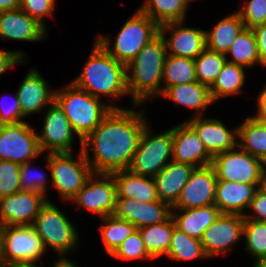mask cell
<instances>
[{"mask_svg": "<svg viewBox=\"0 0 266 267\" xmlns=\"http://www.w3.org/2000/svg\"><path fill=\"white\" fill-rule=\"evenodd\" d=\"M143 116L132 109H112L82 141V151L94 174H111L129 168L147 125ZM91 147L94 159L90 161Z\"/></svg>", "mask_w": 266, "mask_h": 267, "instance_id": "obj_1", "label": "cell"}, {"mask_svg": "<svg viewBox=\"0 0 266 267\" xmlns=\"http://www.w3.org/2000/svg\"><path fill=\"white\" fill-rule=\"evenodd\" d=\"M167 50L164 37L159 34L126 65L127 90L132 94L135 106L162 94L161 82Z\"/></svg>", "mask_w": 266, "mask_h": 267, "instance_id": "obj_2", "label": "cell"}, {"mask_svg": "<svg viewBox=\"0 0 266 267\" xmlns=\"http://www.w3.org/2000/svg\"><path fill=\"white\" fill-rule=\"evenodd\" d=\"M81 74L71 83L100 98V94L119 98L128 95L126 65L112 57L97 41Z\"/></svg>", "mask_w": 266, "mask_h": 267, "instance_id": "obj_3", "label": "cell"}, {"mask_svg": "<svg viewBox=\"0 0 266 267\" xmlns=\"http://www.w3.org/2000/svg\"><path fill=\"white\" fill-rule=\"evenodd\" d=\"M54 101L68 118L71 127L82 141L102 122L112 109L119 107L106 105L100 98L77 88L70 83L62 91H54Z\"/></svg>", "mask_w": 266, "mask_h": 267, "instance_id": "obj_4", "label": "cell"}, {"mask_svg": "<svg viewBox=\"0 0 266 267\" xmlns=\"http://www.w3.org/2000/svg\"><path fill=\"white\" fill-rule=\"evenodd\" d=\"M160 34V26L138 10L126 21L116 36L114 49L111 40L99 35L96 41L117 61L127 65L139 51Z\"/></svg>", "mask_w": 266, "mask_h": 267, "instance_id": "obj_5", "label": "cell"}, {"mask_svg": "<svg viewBox=\"0 0 266 267\" xmlns=\"http://www.w3.org/2000/svg\"><path fill=\"white\" fill-rule=\"evenodd\" d=\"M80 151L78 161L72 152L49 153L46 157L53 183L51 188L57 189L63 199L72 201L93 174L82 149Z\"/></svg>", "mask_w": 266, "mask_h": 267, "instance_id": "obj_6", "label": "cell"}, {"mask_svg": "<svg viewBox=\"0 0 266 267\" xmlns=\"http://www.w3.org/2000/svg\"><path fill=\"white\" fill-rule=\"evenodd\" d=\"M148 127L147 124L142 131L128 170L137 175L154 178L169 163L167 160L173 155L172 128L152 137Z\"/></svg>", "mask_w": 266, "mask_h": 267, "instance_id": "obj_7", "label": "cell"}, {"mask_svg": "<svg viewBox=\"0 0 266 267\" xmlns=\"http://www.w3.org/2000/svg\"><path fill=\"white\" fill-rule=\"evenodd\" d=\"M31 226L41 237L45 249L48 245L60 256L77 244V230L51 201L42 206Z\"/></svg>", "mask_w": 266, "mask_h": 267, "instance_id": "obj_8", "label": "cell"}, {"mask_svg": "<svg viewBox=\"0 0 266 267\" xmlns=\"http://www.w3.org/2000/svg\"><path fill=\"white\" fill-rule=\"evenodd\" d=\"M234 149L219 153L212 158L211 166L214 168L218 180L233 183L259 185L264 169L263 162L243 150Z\"/></svg>", "mask_w": 266, "mask_h": 267, "instance_id": "obj_9", "label": "cell"}, {"mask_svg": "<svg viewBox=\"0 0 266 267\" xmlns=\"http://www.w3.org/2000/svg\"><path fill=\"white\" fill-rule=\"evenodd\" d=\"M45 247L31 225L2 226V262H37Z\"/></svg>", "mask_w": 266, "mask_h": 267, "instance_id": "obj_10", "label": "cell"}, {"mask_svg": "<svg viewBox=\"0 0 266 267\" xmlns=\"http://www.w3.org/2000/svg\"><path fill=\"white\" fill-rule=\"evenodd\" d=\"M34 130L25 122L0 125V160L21 165L41 155Z\"/></svg>", "mask_w": 266, "mask_h": 267, "instance_id": "obj_11", "label": "cell"}, {"mask_svg": "<svg viewBox=\"0 0 266 267\" xmlns=\"http://www.w3.org/2000/svg\"><path fill=\"white\" fill-rule=\"evenodd\" d=\"M116 199L117 188L113 176L93 173L72 201L104 218L113 215Z\"/></svg>", "mask_w": 266, "mask_h": 267, "instance_id": "obj_12", "label": "cell"}, {"mask_svg": "<svg viewBox=\"0 0 266 267\" xmlns=\"http://www.w3.org/2000/svg\"><path fill=\"white\" fill-rule=\"evenodd\" d=\"M47 201L44 195L25 190L0 198V225H32Z\"/></svg>", "mask_w": 266, "mask_h": 267, "instance_id": "obj_13", "label": "cell"}, {"mask_svg": "<svg viewBox=\"0 0 266 267\" xmlns=\"http://www.w3.org/2000/svg\"><path fill=\"white\" fill-rule=\"evenodd\" d=\"M244 234V216L223 214L204 231L200 242L207 257L220 255Z\"/></svg>", "mask_w": 266, "mask_h": 267, "instance_id": "obj_14", "label": "cell"}, {"mask_svg": "<svg viewBox=\"0 0 266 267\" xmlns=\"http://www.w3.org/2000/svg\"><path fill=\"white\" fill-rule=\"evenodd\" d=\"M52 106V107H51ZM46 111L41 135H37L41 152H71L74 130L60 106L53 101Z\"/></svg>", "mask_w": 266, "mask_h": 267, "instance_id": "obj_15", "label": "cell"}, {"mask_svg": "<svg viewBox=\"0 0 266 267\" xmlns=\"http://www.w3.org/2000/svg\"><path fill=\"white\" fill-rule=\"evenodd\" d=\"M217 182L215 170L211 165L195 168L172 208L193 209L214 205Z\"/></svg>", "mask_w": 266, "mask_h": 267, "instance_id": "obj_16", "label": "cell"}, {"mask_svg": "<svg viewBox=\"0 0 266 267\" xmlns=\"http://www.w3.org/2000/svg\"><path fill=\"white\" fill-rule=\"evenodd\" d=\"M173 209L162 201L140 202L117 198L113 216L132 223L137 229L167 221Z\"/></svg>", "mask_w": 266, "mask_h": 267, "instance_id": "obj_17", "label": "cell"}, {"mask_svg": "<svg viewBox=\"0 0 266 267\" xmlns=\"http://www.w3.org/2000/svg\"><path fill=\"white\" fill-rule=\"evenodd\" d=\"M172 138V161L190 164L196 168L211 165L213 157L207 152L196 132L186 122L172 128Z\"/></svg>", "mask_w": 266, "mask_h": 267, "instance_id": "obj_18", "label": "cell"}, {"mask_svg": "<svg viewBox=\"0 0 266 267\" xmlns=\"http://www.w3.org/2000/svg\"><path fill=\"white\" fill-rule=\"evenodd\" d=\"M183 22H169L160 25V34L164 37L167 54L195 59L206 48V31L181 27ZM172 31L168 40L165 32Z\"/></svg>", "mask_w": 266, "mask_h": 267, "instance_id": "obj_19", "label": "cell"}, {"mask_svg": "<svg viewBox=\"0 0 266 267\" xmlns=\"http://www.w3.org/2000/svg\"><path fill=\"white\" fill-rule=\"evenodd\" d=\"M186 123L196 132L212 157L224 151L238 148V142L236 141L238 129H235L232 133L220 120L192 117Z\"/></svg>", "mask_w": 266, "mask_h": 267, "instance_id": "obj_20", "label": "cell"}, {"mask_svg": "<svg viewBox=\"0 0 266 267\" xmlns=\"http://www.w3.org/2000/svg\"><path fill=\"white\" fill-rule=\"evenodd\" d=\"M46 28L20 8L0 11V39L40 41L46 36Z\"/></svg>", "mask_w": 266, "mask_h": 267, "instance_id": "obj_21", "label": "cell"}, {"mask_svg": "<svg viewBox=\"0 0 266 267\" xmlns=\"http://www.w3.org/2000/svg\"><path fill=\"white\" fill-rule=\"evenodd\" d=\"M195 168L190 164L170 161L154 177L159 200L173 207Z\"/></svg>", "mask_w": 266, "mask_h": 267, "instance_id": "obj_22", "label": "cell"}, {"mask_svg": "<svg viewBox=\"0 0 266 267\" xmlns=\"http://www.w3.org/2000/svg\"><path fill=\"white\" fill-rule=\"evenodd\" d=\"M47 83L37 70L32 69L27 73L16 92L24 117L41 111L45 105L52 104L54 91L48 89Z\"/></svg>", "mask_w": 266, "mask_h": 267, "instance_id": "obj_23", "label": "cell"}, {"mask_svg": "<svg viewBox=\"0 0 266 267\" xmlns=\"http://www.w3.org/2000/svg\"><path fill=\"white\" fill-rule=\"evenodd\" d=\"M257 186V187H256ZM259 185L233 183L225 180H218L215 193V206L223 214L242 215L245 208L254 198Z\"/></svg>", "mask_w": 266, "mask_h": 267, "instance_id": "obj_24", "label": "cell"}, {"mask_svg": "<svg viewBox=\"0 0 266 267\" xmlns=\"http://www.w3.org/2000/svg\"><path fill=\"white\" fill-rule=\"evenodd\" d=\"M111 175L116 183L117 198H130L140 202L160 201L153 177L150 180L128 169L115 171Z\"/></svg>", "mask_w": 266, "mask_h": 267, "instance_id": "obj_25", "label": "cell"}, {"mask_svg": "<svg viewBox=\"0 0 266 267\" xmlns=\"http://www.w3.org/2000/svg\"><path fill=\"white\" fill-rule=\"evenodd\" d=\"M183 213H171L175 227L188 236L201 239L204 231L220 216L221 212L215 205L193 209H177Z\"/></svg>", "mask_w": 266, "mask_h": 267, "instance_id": "obj_26", "label": "cell"}, {"mask_svg": "<svg viewBox=\"0 0 266 267\" xmlns=\"http://www.w3.org/2000/svg\"><path fill=\"white\" fill-rule=\"evenodd\" d=\"M161 96L173 100L175 105L181 104L196 109L198 114L193 117H200L201 111L214 102L210 94V87L198 81L170 86Z\"/></svg>", "mask_w": 266, "mask_h": 267, "instance_id": "obj_27", "label": "cell"}, {"mask_svg": "<svg viewBox=\"0 0 266 267\" xmlns=\"http://www.w3.org/2000/svg\"><path fill=\"white\" fill-rule=\"evenodd\" d=\"M244 23L238 13L222 19L212 31H206V48L227 55V51L238 34L244 29Z\"/></svg>", "mask_w": 266, "mask_h": 267, "instance_id": "obj_28", "label": "cell"}, {"mask_svg": "<svg viewBox=\"0 0 266 267\" xmlns=\"http://www.w3.org/2000/svg\"><path fill=\"white\" fill-rule=\"evenodd\" d=\"M237 129L241 140L238 146L264 163L266 160V122L254 116L248 117Z\"/></svg>", "mask_w": 266, "mask_h": 267, "instance_id": "obj_29", "label": "cell"}, {"mask_svg": "<svg viewBox=\"0 0 266 267\" xmlns=\"http://www.w3.org/2000/svg\"><path fill=\"white\" fill-rule=\"evenodd\" d=\"M175 228L174 221L172 217H170L165 222L138 229L141 234L144 247L152 260L163 254H167L170 248L173 230Z\"/></svg>", "mask_w": 266, "mask_h": 267, "instance_id": "obj_30", "label": "cell"}, {"mask_svg": "<svg viewBox=\"0 0 266 267\" xmlns=\"http://www.w3.org/2000/svg\"><path fill=\"white\" fill-rule=\"evenodd\" d=\"M189 0H147L140 10L159 26L169 22H184Z\"/></svg>", "mask_w": 266, "mask_h": 267, "instance_id": "obj_31", "label": "cell"}, {"mask_svg": "<svg viewBox=\"0 0 266 267\" xmlns=\"http://www.w3.org/2000/svg\"><path fill=\"white\" fill-rule=\"evenodd\" d=\"M162 80L165 81V85L162 87V93L170 86L197 81L194 59L167 54L163 67Z\"/></svg>", "mask_w": 266, "mask_h": 267, "instance_id": "obj_32", "label": "cell"}, {"mask_svg": "<svg viewBox=\"0 0 266 267\" xmlns=\"http://www.w3.org/2000/svg\"><path fill=\"white\" fill-rule=\"evenodd\" d=\"M244 67L226 61L216 81L210 87L213 101L220 97L237 94L245 83Z\"/></svg>", "mask_w": 266, "mask_h": 267, "instance_id": "obj_33", "label": "cell"}, {"mask_svg": "<svg viewBox=\"0 0 266 267\" xmlns=\"http://www.w3.org/2000/svg\"><path fill=\"white\" fill-rule=\"evenodd\" d=\"M227 53L232 54L233 60L228 62L242 67H250L260 63L258 47L252 29L244 28L233 41Z\"/></svg>", "mask_w": 266, "mask_h": 267, "instance_id": "obj_34", "label": "cell"}, {"mask_svg": "<svg viewBox=\"0 0 266 267\" xmlns=\"http://www.w3.org/2000/svg\"><path fill=\"white\" fill-rule=\"evenodd\" d=\"M196 79L211 87L227 61L226 54L205 48L195 59Z\"/></svg>", "mask_w": 266, "mask_h": 267, "instance_id": "obj_35", "label": "cell"}, {"mask_svg": "<svg viewBox=\"0 0 266 267\" xmlns=\"http://www.w3.org/2000/svg\"><path fill=\"white\" fill-rule=\"evenodd\" d=\"M104 223L100 228L105 251L111 255L117 247L137 228L130 222L118 219L113 215L103 218Z\"/></svg>", "mask_w": 266, "mask_h": 267, "instance_id": "obj_36", "label": "cell"}, {"mask_svg": "<svg viewBox=\"0 0 266 267\" xmlns=\"http://www.w3.org/2000/svg\"><path fill=\"white\" fill-rule=\"evenodd\" d=\"M166 255L169 258L179 261H190L198 257H207L200 240L188 236L186 233L179 231L177 228L173 230L170 248Z\"/></svg>", "mask_w": 266, "mask_h": 267, "instance_id": "obj_37", "label": "cell"}, {"mask_svg": "<svg viewBox=\"0 0 266 267\" xmlns=\"http://www.w3.org/2000/svg\"><path fill=\"white\" fill-rule=\"evenodd\" d=\"M246 249L256 257L266 258V222L244 219Z\"/></svg>", "mask_w": 266, "mask_h": 267, "instance_id": "obj_38", "label": "cell"}, {"mask_svg": "<svg viewBox=\"0 0 266 267\" xmlns=\"http://www.w3.org/2000/svg\"><path fill=\"white\" fill-rule=\"evenodd\" d=\"M115 258L123 260H133L148 258L152 259L145 247L139 230L137 229L131 235H129L111 254Z\"/></svg>", "mask_w": 266, "mask_h": 267, "instance_id": "obj_39", "label": "cell"}, {"mask_svg": "<svg viewBox=\"0 0 266 267\" xmlns=\"http://www.w3.org/2000/svg\"><path fill=\"white\" fill-rule=\"evenodd\" d=\"M20 164L0 160V198L13 195L20 188Z\"/></svg>", "mask_w": 266, "mask_h": 267, "instance_id": "obj_40", "label": "cell"}, {"mask_svg": "<svg viewBox=\"0 0 266 267\" xmlns=\"http://www.w3.org/2000/svg\"><path fill=\"white\" fill-rule=\"evenodd\" d=\"M244 27L253 29L266 23V0H250L238 12Z\"/></svg>", "mask_w": 266, "mask_h": 267, "instance_id": "obj_41", "label": "cell"}, {"mask_svg": "<svg viewBox=\"0 0 266 267\" xmlns=\"http://www.w3.org/2000/svg\"><path fill=\"white\" fill-rule=\"evenodd\" d=\"M55 0H21L20 9L46 28L45 17L53 16Z\"/></svg>", "mask_w": 266, "mask_h": 267, "instance_id": "obj_42", "label": "cell"}, {"mask_svg": "<svg viewBox=\"0 0 266 267\" xmlns=\"http://www.w3.org/2000/svg\"><path fill=\"white\" fill-rule=\"evenodd\" d=\"M30 162L31 161L20 165V174H19L20 175V188L21 190H25V191L38 192L45 196V193H46L45 176L43 174L37 173V175L35 174L37 177H33L30 174L33 171V170L31 171V168H30L31 166Z\"/></svg>", "mask_w": 266, "mask_h": 267, "instance_id": "obj_43", "label": "cell"}, {"mask_svg": "<svg viewBox=\"0 0 266 267\" xmlns=\"http://www.w3.org/2000/svg\"><path fill=\"white\" fill-rule=\"evenodd\" d=\"M249 208L253 210L252 216L244 215V219L266 222V193L259 187L252 199ZM252 217V218H250Z\"/></svg>", "mask_w": 266, "mask_h": 267, "instance_id": "obj_44", "label": "cell"}, {"mask_svg": "<svg viewBox=\"0 0 266 267\" xmlns=\"http://www.w3.org/2000/svg\"><path fill=\"white\" fill-rule=\"evenodd\" d=\"M2 108L3 107L0 106V125L17 124L24 122L20 120L24 116L22 115L21 112L17 93L14 97L13 103L5 109Z\"/></svg>", "mask_w": 266, "mask_h": 267, "instance_id": "obj_45", "label": "cell"}, {"mask_svg": "<svg viewBox=\"0 0 266 267\" xmlns=\"http://www.w3.org/2000/svg\"><path fill=\"white\" fill-rule=\"evenodd\" d=\"M25 53L22 51H4L0 50V75L4 73L11 66L18 63H23V56Z\"/></svg>", "mask_w": 266, "mask_h": 267, "instance_id": "obj_46", "label": "cell"}, {"mask_svg": "<svg viewBox=\"0 0 266 267\" xmlns=\"http://www.w3.org/2000/svg\"><path fill=\"white\" fill-rule=\"evenodd\" d=\"M256 38L260 64L266 67V23L252 29Z\"/></svg>", "mask_w": 266, "mask_h": 267, "instance_id": "obj_47", "label": "cell"}, {"mask_svg": "<svg viewBox=\"0 0 266 267\" xmlns=\"http://www.w3.org/2000/svg\"><path fill=\"white\" fill-rule=\"evenodd\" d=\"M258 111H257V115L254 117L262 120L264 122H266V86L265 88L262 90V92H260V95L258 96Z\"/></svg>", "mask_w": 266, "mask_h": 267, "instance_id": "obj_48", "label": "cell"}, {"mask_svg": "<svg viewBox=\"0 0 266 267\" xmlns=\"http://www.w3.org/2000/svg\"><path fill=\"white\" fill-rule=\"evenodd\" d=\"M21 0H0V11L15 10L20 7Z\"/></svg>", "mask_w": 266, "mask_h": 267, "instance_id": "obj_49", "label": "cell"}, {"mask_svg": "<svg viewBox=\"0 0 266 267\" xmlns=\"http://www.w3.org/2000/svg\"><path fill=\"white\" fill-rule=\"evenodd\" d=\"M5 267H40L34 262H5Z\"/></svg>", "mask_w": 266, "mask_h": 267, "instance_id": "obj_50", "label": "cell"}, {"mask_svg": "<svg viewBox=\"0 0 266 267\" xmlns=\"http://www.w3.org/2000/svg\"><path fill=\"white\" fill-rule=\"evenodd\" d=\"M53 267H76V265L67 258H61Z\"/></svg>", "mask_w": 266, "mask_h": 267, "instance_id": "obj_51", "label": "cell"}, {"mask_svg": "<svg viewBox=\"0 0 266 267\" xmlns=\"http://www.w3.org/2000/svg\"><path fill=\"white\" fill-rule=\"evenodd\" d=\"M259 188L266 193V171L263 169L260 182H259Z\"/></svg>", "mask_w": 266, "mask_h": 267, "instance_id": "obj_52", "label": "cell"}, {"mask_svg": "<svg viewBox=\"0 0 266 267\" xmlns=\"http://www.w3.org/2000/svg\"><path fill=\"white\" fill-rule=\"evenodd\" d=\"M254 267H266V258L256 260Z\"/></svg>", "mask_w": 266, "mask_h": 267, "instance_id": "obj_53", "label": "cell"}, {"mask_svg": "<svg viewBox=\"0 0 266 267\" xmlns=\"http://www.w3.org/2000/svg\"><path fill=\"white\" fill-rule=\"evenodd\" d=\"M1 243H2V225H0V261H2V257H1Z\"/></svg>", "mask_w": 266, "mask_h": 267, "instance_id": "obj_54", "label": "cell"}, {"mask_svg": "<svg viewBox=\"0 0 266 267\" xmlns=\"http://www.w3.org/2000/svg\"><path fill=\"white\" fill-rule=\"evenodd\" d=\"M0 267H5V262L0 261Z\"/></svg>", "mask_w": 266, "mask_h": 267, "instance_id": "obj_55", "label": "cell"}, {"mask_svg": "<svg viewBox=\"0 0 266 267\" xmlns=\"http://www.w3.org/2000/svg\"><path fill=\"white\" fill-rule=\"evenodd\" d=\"M263 164H265V166H266V160L264 161V163ZM265 166H264V170L266 171V168H265Z\"/></svg>", "mask_w": 266, "mask_h": 267, "instance_id": "obj_56", "label": "cell"}]
</instances>
